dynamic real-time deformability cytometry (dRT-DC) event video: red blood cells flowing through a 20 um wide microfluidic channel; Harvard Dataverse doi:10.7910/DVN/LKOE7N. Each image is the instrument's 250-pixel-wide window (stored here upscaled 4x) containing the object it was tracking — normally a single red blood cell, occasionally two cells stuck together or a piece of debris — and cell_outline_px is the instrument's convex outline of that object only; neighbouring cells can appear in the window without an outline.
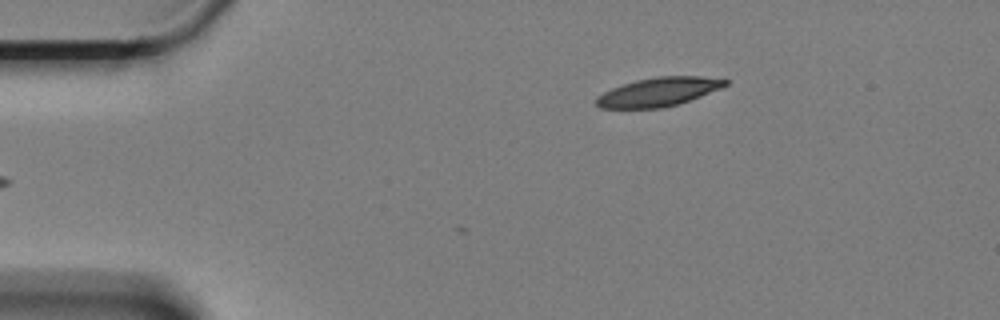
{"species": "Egyptian fruit bat (a non-hibernating species)", "species_latin": "Rousettus aegyptiacus", "temperature_condition": "cold", "stored_images_in_passage": 3, "camera_frame_rate_fps": 3000, "um_per_image_px": 0.085, "animal": {"sex": "female"}, "frame": {"image": 1, "passage_image": 3, "time_ms": 0.667, "image_size_px": [1000, 320], "cell_outline_px": [[728, 84], [720, 88], [700, 96], [664, 108], [600, 108], [596, 104], [596, 96], [612, 88], [636, 80], [656, 76], [700, 76], [728, 80]], "centroid_in_image_um": [55.94, 7.81], "position_along_channel_um": 29.1, "area_um2": 21.39}}